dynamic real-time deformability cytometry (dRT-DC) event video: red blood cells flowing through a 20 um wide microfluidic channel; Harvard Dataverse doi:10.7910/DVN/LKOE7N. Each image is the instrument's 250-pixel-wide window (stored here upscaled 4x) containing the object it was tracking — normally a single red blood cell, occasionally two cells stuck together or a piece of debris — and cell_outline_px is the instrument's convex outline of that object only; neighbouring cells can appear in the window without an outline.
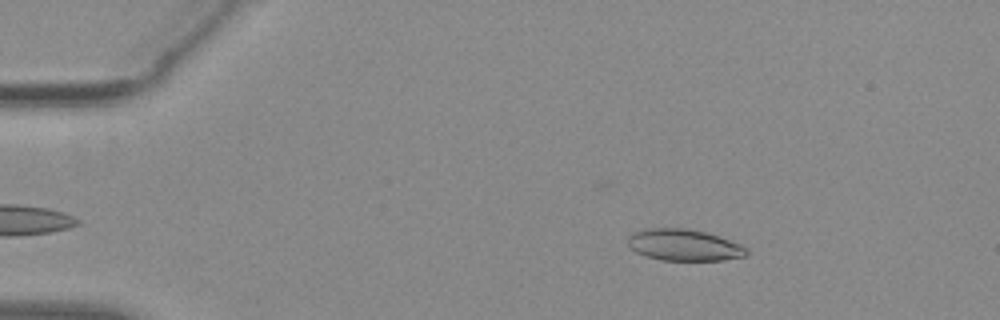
{"species": "common noctule bat (a hibernating species)", "species_latin": "Nyctalus noctula", "temperature_condition": "warm", "stored_images_in_passage": 48, "camera_frame_rate_fps": 3000, "um_per_image_px": 0.085, "animal": {"sex": "female", "body_mass_g": 29.2, "forearm_length_mm": 56.3}, "frame": {"image": 1, "passage_image": 4, "time_ms": 1.0, "image_size_px": [1000, 320], "cell_outline_px": [[748, 252], [744, 256], [724, 260], [660, 260], [644, 256], [636, 252], [628, 244], [628, 236], [636, 232], [648, 228], [688, 228], [704, 232], [740, 244], [748, 248]], "centroid_in_image_um": [58.13, 20.83], "position_along_channel_um": 26.9, "area_um2": 21.62}}
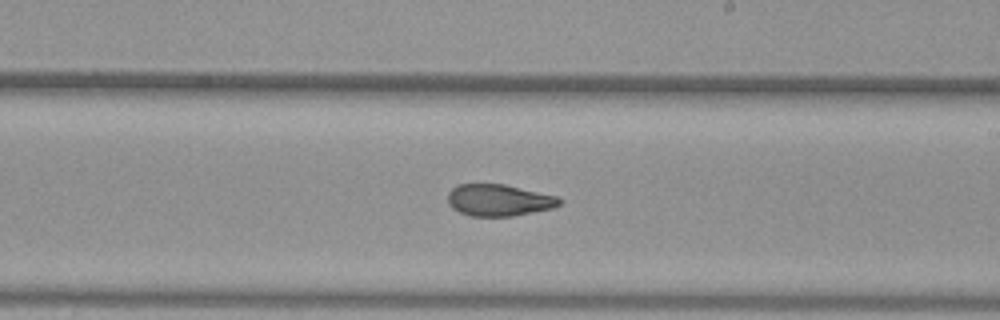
{"frame": {"image": 2, "passage_image": 27, "time_ms": 8.667, "image_size_px": [1000, 320], "cell_outline_px": [[560, 204], [552, 208], [512, 216], [468, 216], [452, 208], [448, 204], [448, 192], [452, 188], [460, 184], [504, 184], [556, 196], [560, 200]], "centroid_in_image_um": [42.35, 17.01], "position_along_channel_um": 246.7, "area_um2": 20.46}}
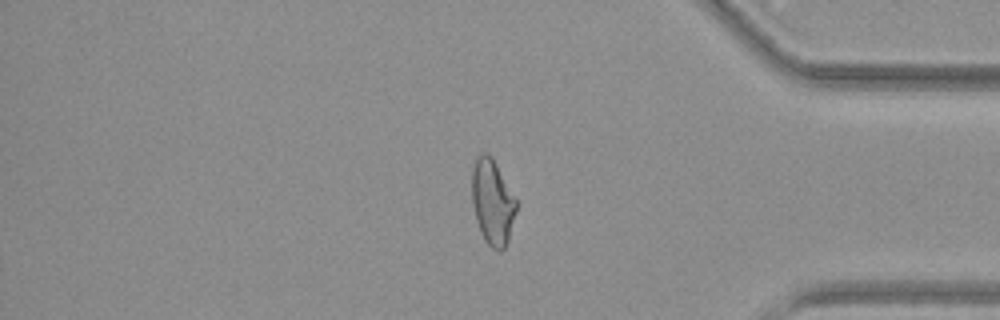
{"frame": {"image": 3, "passage_image": 40, "time_ms": 13.0, "image_size_px": [1000, 320], "cell_outline_px": [[516, 212], [508, 240], [504, 248], [500, 252], [492, 248], [484, 240], [480, 232], [476, 220], [472, 204], [472, 168], [476, 156], [480, 152], [484, 152], [492, 160], [516, 200]], "centroid_in_image_um": [41.83, 17.23], "position_along_channel_um": 393.4, "area_um2": 21.62}, "authors_computed_cell_mechanics": {"area_um2": 21.8195, "velocity_mm_per_s": 3.9033, "shape_relaxation_time_tau1_ms": null, "shape_relaxation_time_tau2_ms": 2.3591, "deformation_change_tau1": null, "deformation_change_tau2": 0.0932}}